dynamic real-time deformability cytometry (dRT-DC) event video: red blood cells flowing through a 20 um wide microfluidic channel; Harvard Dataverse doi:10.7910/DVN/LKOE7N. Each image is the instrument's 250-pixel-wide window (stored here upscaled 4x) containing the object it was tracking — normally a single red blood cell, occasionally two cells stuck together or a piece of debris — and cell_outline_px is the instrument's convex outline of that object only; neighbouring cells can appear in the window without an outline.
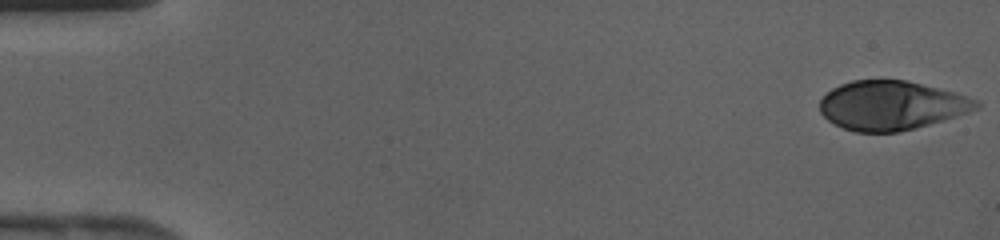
{"species": "human", "species_latin": "Homo sapiens", "temperature_condition": "cold", "stored_images_in_passage": 12, "camera_frame_rate_fps": 3000, "um_per_image_px": 0.085, "donor": {"sex": "female"}, "frame": {"image": 1, "passage_image": 1, "time_ms": 0.0, "image_size_px": [1000, 240], "cell_outline_px": [[980, 108], [956, 116], [916, 128], [896, 132], [856, 132], [844, 128], [828, 120], [820, 112], [820, 100], [832, 88], [840, 84], [852, 80], [904, 80], [952, 92], [980, 100]], "centroid_in_image_um": [75.76, 8.96], "position_along_channel_um": 9.2, "area_um2": 44.39}}